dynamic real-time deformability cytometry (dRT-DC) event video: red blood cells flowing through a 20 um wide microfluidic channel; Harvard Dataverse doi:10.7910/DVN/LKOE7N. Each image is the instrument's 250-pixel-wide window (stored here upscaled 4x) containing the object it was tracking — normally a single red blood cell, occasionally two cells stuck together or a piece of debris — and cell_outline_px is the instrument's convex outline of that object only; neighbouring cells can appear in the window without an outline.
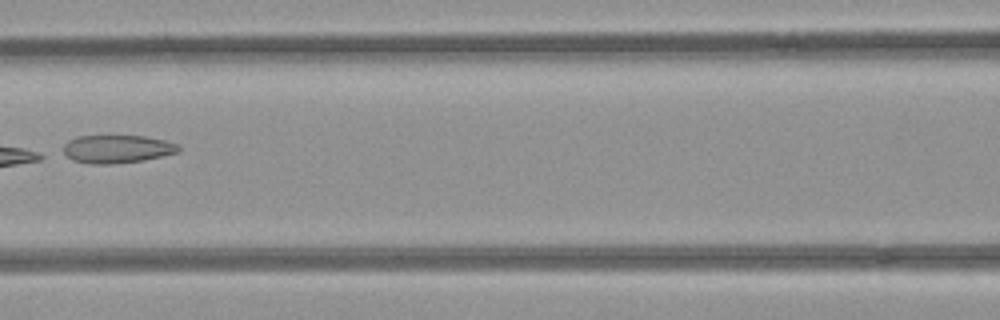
{"species": "common noctule bat (a hibernating species)", "species_latin": "Nyctalus noctula", "temperature_condition": "room temperature", "stored_images_in_passage": 4, "camera_frame_rate_fps": 3000, "um_per_image_px": 0.085, "animal": {"sex": "female", "body_mass_g": 21.9}, "frame": {"image": 1, "passage_image": 4, "time_ms": 1.0, "image_size_px": [1000, 320], "cell_outline_px": [[180, 152], [144, 160], [112, 164], [92, 164], [72, 160], [64, 152], [64, 144], [68, 140], [76, 136], [144, 136], [164, 140], [176, 144], [180, 148]], "centroid_in_image_um": [9.95, 12.66], "position_along_channel_um": 156.7, "area_um2": 18.79}}